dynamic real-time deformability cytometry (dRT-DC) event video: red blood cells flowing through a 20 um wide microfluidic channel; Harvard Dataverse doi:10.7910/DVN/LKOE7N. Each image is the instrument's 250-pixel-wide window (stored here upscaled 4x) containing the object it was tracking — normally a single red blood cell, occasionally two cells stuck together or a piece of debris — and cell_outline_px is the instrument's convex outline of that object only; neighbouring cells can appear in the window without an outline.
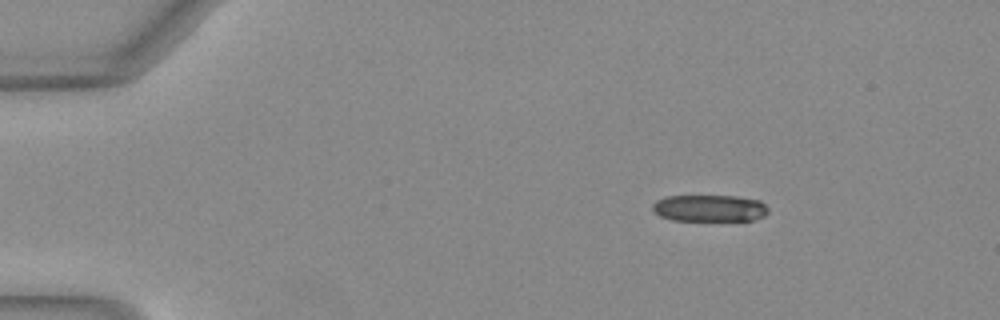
{"species": "Egyptian fruit bat (a non-hibernating species)", "species_latin": "Rousettus aegyptiacus", "temperature_condition": "warm", "stored_images_in_passage": 8, "camera_frame_rate_fps": 3000, "um_per_image_px": 0.085, "animal": {"sex": "female"}, "frame": {"image": 1, "passage_image": 1, "time_ms": 0.0, "image_size_px": [1000, 320], "cell_outline_px": [[768, 212], [764, 216], [752, 220], [672, 220], [660, 216], [652, 212], [652, 204], [656, 200], [664, 196], [736, 196], [760, 200], [768, 208]], "centroid_in_image_um": [60.28, 17.69], "position_along_channel_um": 24.7, "area_um2": 18.15}}